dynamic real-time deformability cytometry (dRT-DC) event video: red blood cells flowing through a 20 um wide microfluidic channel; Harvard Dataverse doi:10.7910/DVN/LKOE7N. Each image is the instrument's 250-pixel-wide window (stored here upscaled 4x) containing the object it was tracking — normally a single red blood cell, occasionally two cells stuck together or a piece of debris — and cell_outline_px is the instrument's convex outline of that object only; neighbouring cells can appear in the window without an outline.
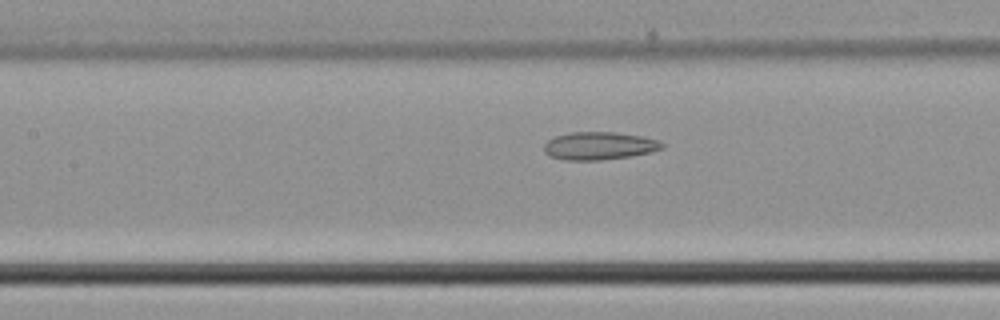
{"species": "common noctule bat (a hibernating species)", "species_latin": "Nyctalus noctula", "temperature_condition": "cold", "stored_images_in_passage": 15, "camera_frame_rate_fps": 3000, "um_per_image_px": 0.085, "animal": {"sex": "male", "body_mass_g": 21.5, "forearm_length_mm": 52.0}, "frame": {"image": 1, "passage_image": 13, "time_ms": 4.0, "image_size_px": [1000, 320], "cell_outline_px": [[664, 148], [652, 152], [628, 156], [600, 160], [568, 160], [548, 156], [544, 152], [544, 144], [548, 140], [556, 136], [568, 132], [616, 132], [640, 136], [656, 140], [664, 144]], "centroid_in_image_um": [50.9, 12.39], "position_along_channel_um": 156.5, "area_um2": 19.07}}